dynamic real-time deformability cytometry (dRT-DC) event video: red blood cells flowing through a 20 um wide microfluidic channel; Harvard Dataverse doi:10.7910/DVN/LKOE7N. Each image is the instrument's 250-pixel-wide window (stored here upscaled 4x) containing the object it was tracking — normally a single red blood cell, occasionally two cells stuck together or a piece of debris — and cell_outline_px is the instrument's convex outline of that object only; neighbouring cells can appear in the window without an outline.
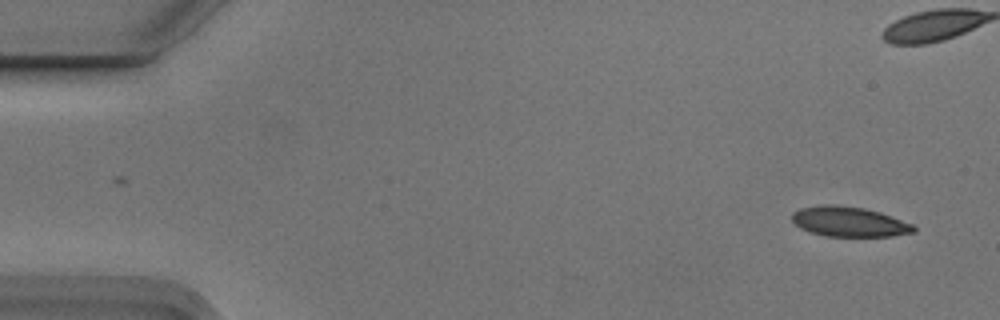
{"species": "Egyptian fruit bat (a non-hibernating species)", "species_latin": "Rousettus aegyptiacus", "temperature_condition": "cold", "stored_images_in_passage": 4, "camera_frame_rate_fps": 3000, "um_per_image_px": 0.085, "animal": {"sex": "male"}, "frame": {"image": 1, "passage_image": 1, "time_ms": 0.0, "image_size_px": [1000, 320], "cell_outline_px": [[916, 232], [892, 236], [824, 236], [808, 232], [800, 228], [792, 220], [792, 212], [800, 208], [824, 204], [832, 204], [864, 208], [880, 212], [912, 224], [916, 228]], "centroid_in_image_um": [72.15, 18.85], "position_along_channel_um": 12.8, "area_um2": 21.33}}